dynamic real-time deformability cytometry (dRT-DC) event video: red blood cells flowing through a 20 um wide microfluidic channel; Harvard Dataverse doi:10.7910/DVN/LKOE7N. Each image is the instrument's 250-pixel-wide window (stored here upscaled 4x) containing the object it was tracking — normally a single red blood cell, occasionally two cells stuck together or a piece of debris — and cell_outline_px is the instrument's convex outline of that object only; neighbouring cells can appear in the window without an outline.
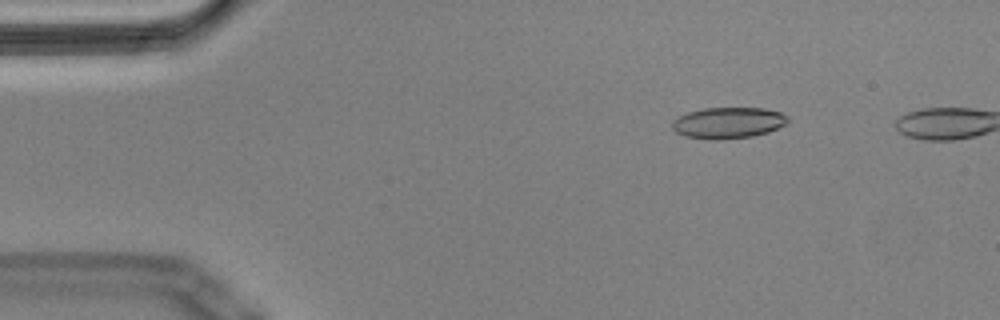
{"species": "Egyptian fruit bat (a non-hibernating species)", "species_latin": "Rousettus aegyptiacus", "temperature_condition": "cold", "stored_images_in_passage": 11, "camera_frame_rate_fps": 3000, "um_per_image_px": 0.085, "animal": {"sex": "male"}, "frame": {"image": 1, "passage_image": 8, "time_ms": 2.333, "image_size_px": [1000, 320], "cell_outline_px": [[788, 120], [784, 124], [768, 132], [752, 136], [720, 140], [716, 140], [684, 136], [676, 132], [672, 128], [672, 120], [688, 112], [704, 108], [764, 108], [780, 112], [788, 116]], "centroid_in_image_um": [61.87, 10.44], "position_along_channel_um": 23.1, "area_um2": 20.92}}